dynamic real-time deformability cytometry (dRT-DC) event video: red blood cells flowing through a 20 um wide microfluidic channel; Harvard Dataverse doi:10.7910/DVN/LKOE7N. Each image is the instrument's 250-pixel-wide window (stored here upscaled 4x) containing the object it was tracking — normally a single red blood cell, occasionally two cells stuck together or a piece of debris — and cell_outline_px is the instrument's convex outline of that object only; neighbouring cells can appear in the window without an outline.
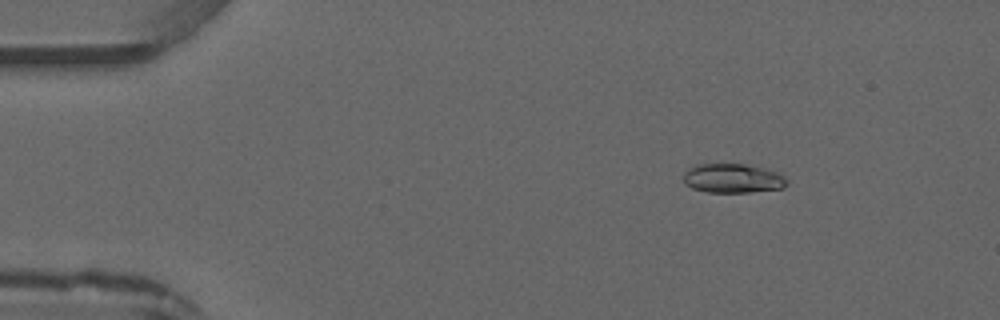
{"species": "common noctule bat (a hibernating species)", "species_latin": "Nyctalus noctula", "temperature_condition": "warm", "stored_images_in_passage": 4, "camera_frame_rate_fps": 3000, "um_per_image_px": 0.085, "animal": {"sex": "male", "forearm_length_mm": 52.5}, "frame": {"image": 1, "passage_image": 2, "time_ms": 1.333, "image_size_px": [1000, 320], "cell_outline_px": [[788, 184], [784, 188], [748, 192], [708, 192], [692, 188], [684, 184], [684, 172], [688, 168], [696, 164], [744, 164], [764, 168], [780, 172], [788, 180]], "centroid_in_image_um": [62.31, 15.15], "position_along_channel_um": 22.7, "area_um2": 17.8}}
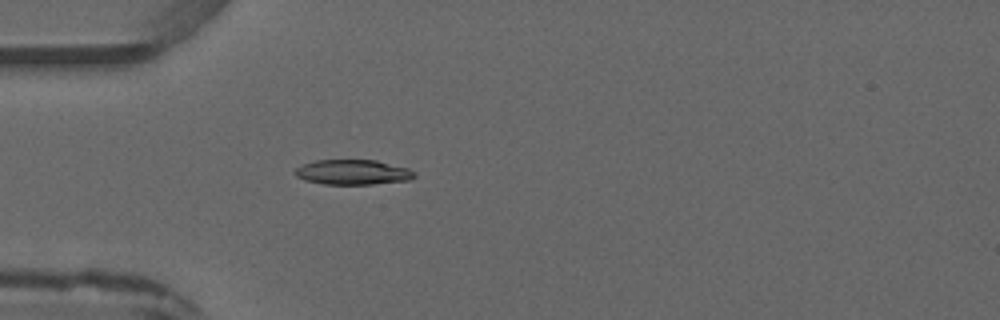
{"frame": {"image": 2, "passage_image": 4, "time_ms": 3.667, "image_size_px": [1000, 320], "cell_outline_px": [[416, 176], [412, 180], [372, 184], [324, 184], [304, 180], [296, 176], [292, 172], [296, 168], [304, 164], [316, 160], [376, 160], [408, 168], [416, 172]], "centroid_in_image_um": [30.01, 14.64], "position_along_channel_um": 55.0, "area_um2": 17.51}}